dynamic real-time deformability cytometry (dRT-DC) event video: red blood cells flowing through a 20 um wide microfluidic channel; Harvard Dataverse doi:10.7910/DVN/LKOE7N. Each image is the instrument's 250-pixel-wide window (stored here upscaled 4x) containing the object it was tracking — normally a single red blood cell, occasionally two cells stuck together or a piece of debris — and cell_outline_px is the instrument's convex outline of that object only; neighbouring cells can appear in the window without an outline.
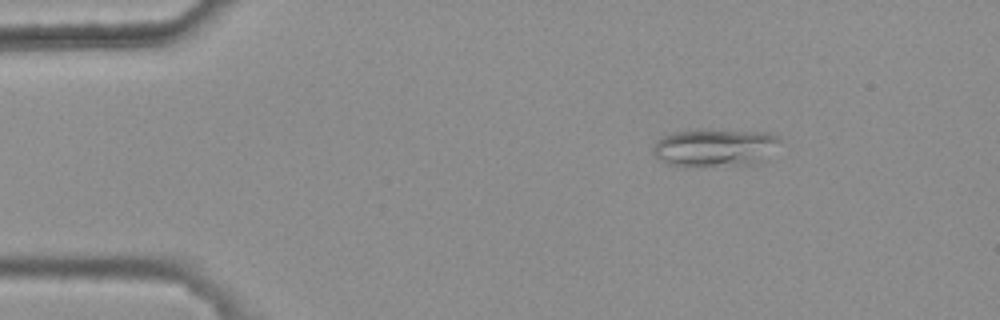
{"species": "common noctule bat (a hibernating species)", "species_latin": "Nyctalus noctula", "temperature_condition": "warm", "stored_images_in_passage": 3, "camera_frame_rate_fps": 3000, "um_per_image_px": 0.085, "animal": {"sex": "female", "body_mass_g": 25.1}, "frame": {"image": 1, "passage_image": 1, "time_ms": 0.0, "image_size_px": [1000, 320], "cell_outline_px": [[780, 140], [756, 164], [668, 164], [656, 156], [652, 152], [652, 148], [656, 140], [672, 132], [696, 128], [704, 128], [764, 132], [776, 136]], "centroid_in_image_um": [60.67, 12.47], "position_along_channel_um": 24.3, "area_um2": 27.17}}